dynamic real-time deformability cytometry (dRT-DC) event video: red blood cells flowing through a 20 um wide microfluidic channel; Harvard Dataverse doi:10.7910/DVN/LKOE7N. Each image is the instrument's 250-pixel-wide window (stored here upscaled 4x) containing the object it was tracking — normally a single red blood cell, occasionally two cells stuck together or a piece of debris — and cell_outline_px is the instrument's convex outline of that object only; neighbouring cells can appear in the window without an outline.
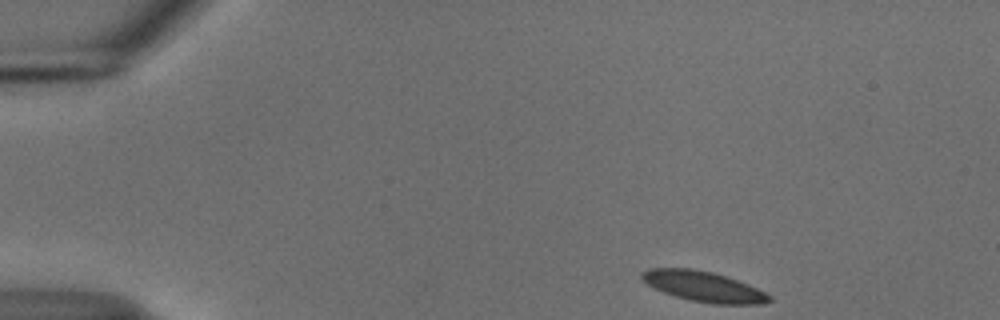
{"species": "common noctule bat (a hibernating species)", "species_latin": "Nyctalus noctula", "temperature_condition": "cold", "stored_images_in_passage": 48, "camera_frame_rate_fps": 3000, "um_per_image_px": 0.085, "animal": {"sex": "male", "body_mass_g": 18.8}, "frame": {"image": 1, "passage_image": 1, "time_ms": 0.0, "image_size_px": [1000, 320], "cell_outline_px": [[772, 300], [764, 304], [712, 304], [692, 300], [676, 296], [664, 292], [648, 284], [640, 276], [640, 272], [648, 268], [692, 268], [712, 272], [748, 284], [772, 296]], "centroid_in_image_um": [59.81, 24.35], "position_along_channel_um": 25.2, "area_um2": 22.31}}
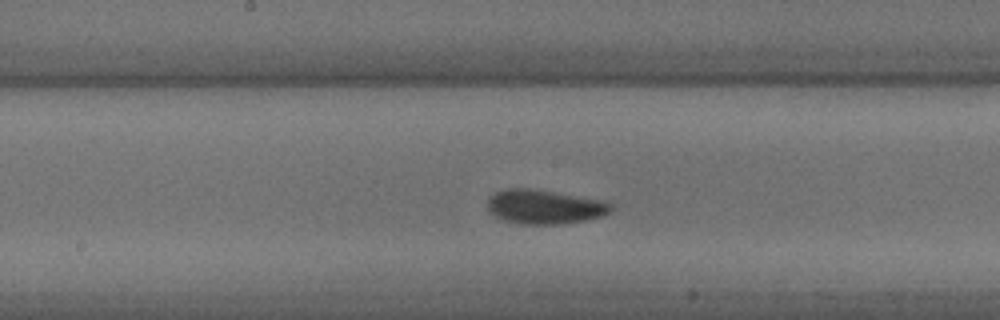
{"frame": {"image": 2, "passage_image": 22, "time_ms": 7.0, "image_size_px": [1000, 320], "cell_outline_px": [[612, 212], [604, 216], [584, 220], [560, 224], [520, 224], [504, 220], [488, 212], [488, 200], [496, 192], [508, 188], [528, 188], [604, 200], [612, 204]], "centroid_in_image_um": [46.31, 17.58], "position_along_channel_um": 201.9, "area_um2": 24.57}}
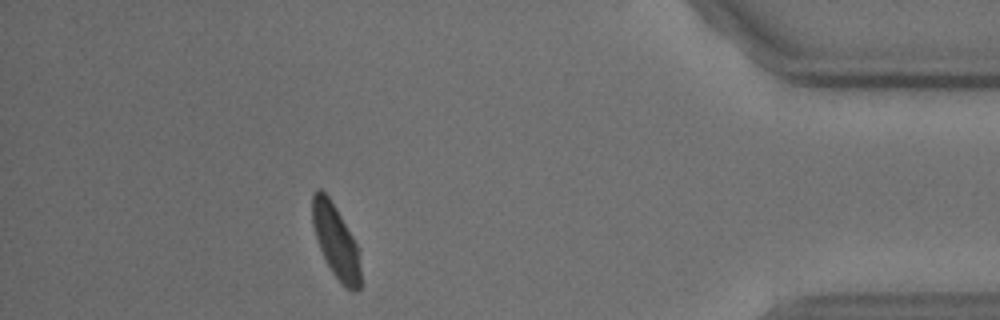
{"frame": {"image": 3, "passage_image": 42, "time_ms": 13.667, "image_size_px": [1000, 320], "cell_outline_px": [[360, 288], [356, 292], [352, 292], [344, 288], [332, 272], [320, 248], [312, 224], [312, 192], [320, 188], [328, 196], [336, 208], [360, 248]], "centroid_in_image_um": [28.57, 20.54], "position_along_channel_um": 406.6, "area_um2": 20.75}, "authors_computed_cell_mechanics": {"area_um2": 22.542, "velocity_mm_per_s": 3.7037, "shape_relaxation_time_tau1_ms": 3.6237, "shape_relaxation_time_tau2_ms": 7.6355, "deformation_change_tau1": 0.0948, "deformation_change_tau2": 0.0931}}